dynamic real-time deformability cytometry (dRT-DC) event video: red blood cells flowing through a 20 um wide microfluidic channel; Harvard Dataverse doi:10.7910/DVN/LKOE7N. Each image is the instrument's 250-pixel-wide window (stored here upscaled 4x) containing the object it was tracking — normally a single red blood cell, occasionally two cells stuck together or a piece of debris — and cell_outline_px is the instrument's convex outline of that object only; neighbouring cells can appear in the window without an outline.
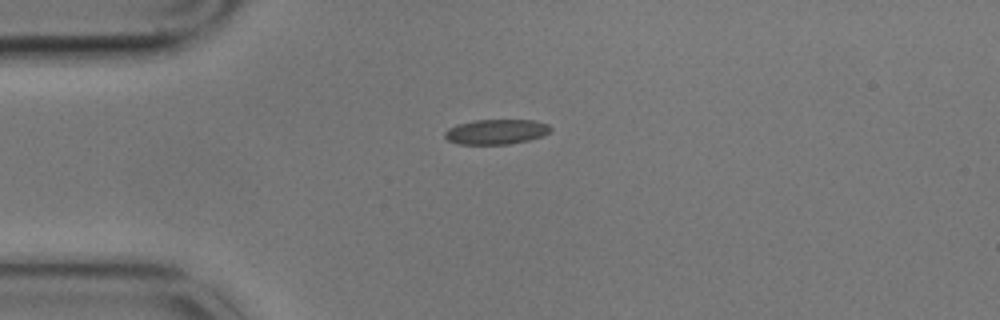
{"species": "common noctule bat (a hibernating species)", "species_latin": "Nyctalus noctula", "temperature_condition": "cold", "stored_images_in_passage": 2, "camera_frame_rate_fps": 3000, "um_per_image_px": 0.085, "animal": {"sex": "male", "body_mass_g": 17.9}, "frame": {"image": 1, "passage_image": 1, "time_ms": 0.0, "image_size_px": [1000, 320], "cell_outline_px": [[552, 128], [544, 136], [528, 140], [508, 144], [456, 144], [448, 140], [444, 136], [444, 132], [448, 128], [456, 124], [476, 120], [536, 120], [548, 124]], "centroid_in_image_um": [42.17, 11.2], "position_along_channel_um": 42.8, "area_um2": 15.49}}